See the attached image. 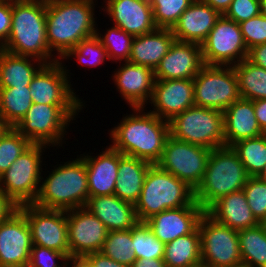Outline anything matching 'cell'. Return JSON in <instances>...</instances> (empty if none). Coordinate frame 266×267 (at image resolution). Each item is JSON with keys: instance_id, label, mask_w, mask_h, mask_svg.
Wrapping results in <instances>:
<instances>
[{"instance_id": "28", "label": "cell", "mask_w": 266, "mask_h": 267, "mask_svg": "<svg viewBox=\"0 0 266 267\" xmlns=\"http://www.w3.org/2000/svg\"><path fill=\"white\" fill-rule=\"evenodd\" d=\"M175 40L172 30L167 28H156L152 32L135 36L128 62L155 70Z\"/></svg>"}, {"instance_id": "16", "label": "cell", "mask_w": 266, "mask_h": 267, "mask_svg": "<svg viewBox=\"0 0 266 267\" xmlns=\"http://www.w3.org/2000/svg\"><path fill=\"white\" fill-rule=\"evenodd\" d=\"M66 213L70 257L100 252L108 233L105 225L86 207Z\"/></svg>"}, {"instance_id": "3", "label": "cell", "mask_w": 266, "mask_h": 267, "mask_svg": "<svg viewBox=\"0 0 266 267\" xmlns=\"http://www.w3.org/2000/svg\"><path fill=\"white\" fill-rule=\"evenodd\" d=\"M1 49L39 59L45 64L59 61L47 41L46 0L12 3L11 31Z\"/></svg>"}, {"instance_id": "9", "label": "cell", "mask_w": 266, "mask_h": 267, "mask_svg": "<svg viewBox=\"0 0 266 267\" xmlns=\"http://www.w3.org/2000/svg\"><path fill=\"white\" fill-rule=\"evenodd\" d=\"M174 139L206 147L225 146L224 113L217 109L192 106L169 121Z\"/></svg>"}, {"instance_id": "39", "label": "cell", "mask_w": 266, "mask_h": 267, "mask_svg": "<svg viewBox=\"0 0 266 267\" xmlns=\"http://www.w3.org/2000/svg\"><path fill=\"white\" fill-rule=\"evenodd\" d=\"M132 242L136 260L163 259L165 244L156 238L146 222H138L132 228Z\"/></svg>"}, {"instance_id": "51", "label": "cell", "mask_w": 266, "mask_h": 267, "mask_svg": "<svg viewBox=\"0 0 266 267\" xmlns=\"http://www.w3.org/2000/svg\"><path fill=\"white\" fill-rule=\"evenodd\" d=\"M203 3H206L214 10L219 12L221 15H224L225 12L229 9L232 0H199Z\"/></svg>"}, {"instance_id": "6", "label": "cell", "mask_w": 266, "mask_h": 267, "mask_svg": "<svg viewBox=\"0 0 266 267\" xmlns=\"http://www.w3.org/2000/svg\"><path fill=\"white\" fill-rule=\"evenodd\" d=\"M85 105H46L35 104L23 119L14 127L32 144L46 145L56 151L66 144L67 130L79 118ZM71 123V124H70ZM56 147V149H55Z\"/></svg>"}, {"instance_id": "18", "label": "cell", "mask_w": 266, "mask_h": 267, "mask_svg": "<svg viewBox=\"0 0 266 267\" xmlns=\"http://www.w3.org/2000/svg\"><path fill=\"white\" fill-rule=\"evenodd\" d=\"M117 66L111 79L122 98L121 101L124 100L129 108L146 107L153 92L154 70L128 61L119 62Z\"/></svg>"}, {"instance_id": "54", "label": "cell", "mask_w": 266, "mask_h": 267, "mask_svg": "<svg viewBox=\"0 0 266 267\" xmlns=\"http://www.w3.org/2000/svg\"><path fill=\"white\" fill-rule=\"evenodd\" d=\"M260 14L266 17V0H260Z\"/></svg>"}, {"instance_id": "19", "label": "cell", "mask_w": 266, "mask_h": 267, "mask_svg": "<svg viewBox=\"0 0 266 267\" xmlns=\"http://www.w3.org/2000/svg\"><path fill=\"white\" fill-rule=\"evenodd\" d=\"M149 112L165 121L195 105L193 79L155 80Z\"/></svg>"}, {"instance_id": "35", "label": "cell", "mask_w": 266, "mask_h": 267, "mask_svg": "<svg viewBox=\"0 0 266 267\" xmlns=\"http://www.w3.org/2000/svg\"><path fill=\"white\" fill-rule=\"evenodd\" d=\"M239 156L249 177H257L266 164V134L243 139L231 146Z\"/></svg>"}, {"instance_id": "8", "label": "cell", "mask_w": 266, "mask_h": 267, "mask_svg": "<svg viewBox=\"0 0 266 267\" xmlns=\"http://www.w3.org/2000/svg\"><path fill=\"white\" fill-rule=\"evenodd\" d=\"M47 150H50V147L46 145L32 144L0 176V190L18 207L33 204L36 200L44 170L42 167L46 165L43 160H46L44 155Z\"/></svg>"}, {"instance_id": "13", "label": "cell", "mask_w": 266, "mask_h": 267, "mask_svg": "<svg viewBox=\"0 0 266 267\" xmlns=\"http://www.w3.org/2000/svg\"><path fill=\"white\" fill-rule=\"evenodd\" d=\"M66 64L56 61L44 64L29 85L32 103L46 105H84L73 88L71 73ZM71 81V82H70ZM72 83V84H71ZM84 102V103H83Z\"/></svg>"}, {"instance_id": "22", "label": "cell", "mask_w": 266, "mask_h": 267, "mask_svg": "<svg viewBox=\"0 0 266 267\" xmlns=\"http://www.w3.org/2000/svg\"><path fill=\"white\" fill-rule=\"evenodd\" d=\"M204 213L205 210L199 204H189L162 211L145 222L156 238L167 244L180 236L192 233Z\"/></svg>"}, {"instance_id": "1", "label": "cell", "mask_w": 266, "mask_h": 267, "mask_svg": "<svg viewBox=\"0 0 266 267\" xmlns=\"http://www.w3.org/2000/svg\"><path fill=\"white\" fill-rule=\"evenodd\" d=\"M148 107L132 108V114L108 130L110 144L121 154L156 164L170 136L169 122L158 118ZM147 111V112H145ZM110 132V133H109Z\"/></svg>"}, {"instance_id": "20", "label": "cell", "mask_w": 266, "mask_h": 267, "mask_svg": "<svg viewBox=\"0 0 266 267\" xmlns=\"http://www.w3.org/2000/svg\"><path fill=\"white\" fill-rule=\"evenodd\" d=\"M103 2L99 9L107 14L106 17L110 18L111 24L134 37L157 28L149 0H103Z\"/></svg>"}, {"instance_id": "14", "label": "cell", "mask_w": 266, "mask_h": 267, "mask_svg": "<svg viewBox=\"0 0 266 267\" xmlns=\"http://www.w3.org/2000/svg\"><path fill=\"white\" fill-rule=\"evenodd\" d=\"M204 65L233 66L247 59L240 25L221 15L201 44Z\"/></svg>"}, {"instance_id": "41", "label": "cell", "mask_w": 266, "mask_h": 267, "mask_svg": "<svg viewBox=\"0 0 266 267\" xmlns=\"http://www.w3.org/2000/svg\"><path fill=\"white\" fill-rule=\"evenodd\" d=\"M157 28L172 29L194 0H149Z\"/></svg>"}, {"instance_id": "24", "label": "cell", "mask_w": 266, "mask_h": 267, "mask_svg": "<svg viewBox=\"0 0 266 267\" xmlns=\"http://www.w3.org/2000/svg\"><path fill=\"white\" fill-rule=\"evenodd\" d=\"M220 16L206 3L194 0L171 30L177 41L201 45Z\"/></svg>"}, {"instance_id": "42", "label": "cell", "mask_w": 266, "mask_h": 267, "mask_svg": "<svg viewBox=\"0 0 266 267\" xmlns=\"http://www.w3.org/2000/svg\"><path fill=\"white\" fill-rule=\"evenodd\" d=\"M243 191L253 216L260 223L266 217V181L249 177Z\"/></svg>"}, {"instance_id": "2", "label": "cell", "mask_w": 266, "mask_h": 267, "mask_svg": "<svg viewBox=\"0 0 266 267\" xmlns=\"http://www.w3.org/2000/svg\"><path fill=\"white\" fill-rule=\"evenodd\" d=\"M96 5L97 0H46L47 41L59 60L81 40L96 34Z\"/></svg>"}, {"instance_id": "32", "label": "cell", "mask_w": 266, "mask_h": 267, "mask_svg": "<svg viewBox=\"0 0 266 267\" xmlns=\"http://www.w3.org/2000/svg\"><path fill=\"white\" fill-rule=\"evenodd\" d=\"M32 106L30 87L0 88V119L15 127Z\"/></svg>"}, {"instance_id": "34", "label": "cell", "mask_w": 266, "mask_h": 267, "mask_svg": "<svg viewBox=\"0 0 266 267\" xmlns=\"http://www.w3.org/2000/svg\"><path fill=\"white\" fill-rule=\"evenodd\" d=\"M237 74L241 98L252 101L266 99V69L244 59L233 65Z\"/></svg>"}, {"instance_id": "4", "label": "cell", "mask_w": 266, "mask_h": 267, "mask_svg": "<svg viewBox=\"0 0 266 267\" xmlns=\"http://www.w3.org/2000/svg\"><path fill=\"white\" fill-rule=\"evenodd\" d=\"M56 163L51 165L52 171H42L39 192L33 205L63 211L85 207L89 197L85 161L77 154V158Z\"/></svg>"}, {"instance_id": "49", "label": "cell", "mask_w": 266, "mask_h": 267, "mask_svg": "<svg viewBox=\"0 0 266 267\" xmlns=\"http://www.w3.org/2000/svg\"><path fill=\"white\" fill-rule=\"evenodd\" d=\"M17 210L18 206L0 190V223L8 219Z\"/></svg>"}, {"instance_id": "40", "label": "cell", "mask_w": 266, "mask_h": 267, "mask_svg": "<svg viewBox=\"0 0 266 267\" xmlns=\"http://www.w3.org/2000/svg\"><path fill=\"white\" fill-rule=\"evenodd\" d=\"M31 145L32 143L26 137H23L14 127H9L0 137V176Z\"/></svg>"}, {"instance_id": "57", "label": "cell", "mask_w": 266, "mask_h": 267, "mask_svg": "<svg viewBox=\"0 0 266 267\" xmlns=\"http://www.w3.org/2000/svg\"><path fill=\"white\" fill-rule=\"evenodd\" d=\"M3 1H7V2H26V1H32V0H3Z\"/></svg>"}, {"instance_id": "37", "label": "cell", "mask_w": 266, "mask_h": 267, "mask_svg": "<svg viewBox=\"0 0 266 267\" xmlns=\"http://www.w3.org/2000/svg\"><path fill=\"white\" fill-rule=\"evenodd\" d=\"M73 58L78 64L88 68L102 67L107 60L109 61L107 51L96 35L81 40L60 61L62 64H65V61L72 60Z\"/></svg>"}, {"instance_id": "36", "label": "cell", "mask_w": 266, "mask_h": 267, "mask_svg": "<svg viewBox=\"0 0 266 267\" xmlns=\"http://www.w3.org/2000/svg\"><path fill=\"white\" fill-rule=\"evenodd\" d=\"M98 24L96 25V36L107 51L109 61L125 62L129 60L131 54L132 41L134 36L113 25L109 29L105 28V32H100Z\"/></svg>"}, {"instance_id": "45", "label": "cell", "mask_w": 266, "mask_h": 267, "mask_svg": "<svg viewBox=\"0 0 266 267\" xmlns=\"http://www.w3.org/2000/svg\"><path fill=\"white\" fill-rule=\"evenodd\" d=\"M260 14V0H232L224 16L241 23Z\"/></svg>"}, {"instance_id": "38", "label": "cell", "mask_w": 266, "mask_h": 267, "mask_svg": "<svg viewBox=\"0 0 266 267\" xmlns=\"http://www.w3.org/2000/svg\"><path fill=\"white\" fill-rule=\"evenodd\" d=\"M100 252L116 262L131 267L136 260L133 251L132 228L108 231Z\"/></svg>"}, {"instance_id": "21", "label": "cell", "mask_w": 266, "mask_h": 267, "mask_svg": "<svg viewBox=\"0 0 266 267\" xmlns=\"http://www.w3.org/2000/svg\"><path fill=\"white\" fill-rule=\"evenodd\" d=\"M204 66L201 45L175 40L154 70L155 80L194 79Z\"/></svg>"}, {"instance_id": "53", "label": "cell", "mask_w": 266, "mask_h": 267, "mask_svg": "<svg viewBox=\"0 0 266 267\" xmlns=\"http://www.w3.org/2000/svg\"><path fill=\"white\" fill-rule=\"evenodd\" d=\"M69 267H93L85 257H70Z\"/></svg>"}, {"instance_id": "58", "label": "cell", "mask_w": 266, "mask_h": 267, "mask_svg": "<svg viewBox=\"0 0 266 267\" xmlns=\"http://www.w3.org/2000/svg\"><path fill=\"white\" fill-rule=\"evenodd\" d=\"M266 232V217L260 222Z\"/></svg>"}, {"instance_id": "25", "label": "cell", "mask_w": 266, "mask_h": 267, "mask_svg": "<svg viewBox=\"0 0 266 267\" xmlns=\"http://www.w3.org/2000/svg\"><path fill=\"white\" fill-rule=\"evenodd\" d=\"M85 207L105 225L108 231L131 229L139 222L135 205L123 201L115 194L88 197Z\"/></svg>"}, {"instance_id": "55", "label": "cell", "mask_w": 266, "mask_h": 267, "mask_svg": "<svg viewBox=\"0 0 266 267\" xmlns=\"http://www.w3.org/2000/svg\"><path fill=\"white\" fill-rule=\"evenodd\" d=\"M9 126L0 119V137L5 133Z\"/></svg>"}, {"instance_id": "5", "label": "cell", "mask_w": 266, "mask_h": 267, "mask_svg": "<svg viewBox=\"0 0 266 267\" xmlns=\"http://www.w3.org/2000/svg\"><path fill=\"white\" fill-rule=\"evenodd\" d=\"M249 178L231 146L211 150L204 178L195 190V201L206 211L223 196L242 190Z\"/></svg>"}, {"instance_id": "33", "label": "cell", "mask_w": 266, "mask_h": 267, "mask_svg": "<svg viewBox=\"0 0 266 267\" xmlns=\"http://www.w3.org/2000/svg\"><path fill=\"white\" fill-rule=\"evenodd\" d=\"M240 255L243 267H264L266 265V232L257 226L238 231Z\"/></svg>"}, {"instance_id": "47", "label": "cell", "mask_w": 266, "mask_h": 267, "mask_svg": "<svg viewBox=\"0 0 266 267\" xmlns=\"http://www.w3.org/2000/svg\"><path fill=\"white\" fill-rule=\"evenodd\" d=\"M85 258L92 264L93 267H129L114 261L110 257H106L101 252L88 254Z\"/></svg>"}, {"instance_id": "31", "label": "cell", "mask_w": 266, "mask_h": 267, "mask_svg": "<svg viewBox=\"0 0 266 267\" xmlns=\"http://www.w3.org/2000/svg\"><path fill=\"white\" fill-rule=\"evenodd\" d=\"M163 261L166 267L201 266V237L198 227L192 233L165 244Z\"/></svg>"}, {"instance_id": "52", "label": "cell", "mask_w": 266, "mask_h": 267, "mask_svg": "<svg viewBox=\"0 0 266 267\" xmlns=\"http://www.w3.org/2000/svg\"><path fill=\"white\" fill-rule=\"evenodd\" d=\"M131 267H166L163 259H148L143 258L135 260Z\"/></svg>"}, {"instance_id": "50", "label": "cell", "mask_w": 266, "mask_h": 267, "mask_svg": "<svg viewBox=\"0 0 266 267\" xmlns=\"http://www.w3.org/2000/svg\"><path fill=\"white\" fill-rule=\"evenodd\" d=\"M253 106L258 125L266 134V99L253 101Z\"/></svg>"}, {"instance_id": "27", "label": "cell", "mask_w": 266, "mask_h": 267, "mask_svg": "<svg viewBox=\"0 0 266 267\" xmlns=\"http://www.w3.org/2000/svg\"><path fill=\"white\" fill-rule=\"evenodd\" d=\"M205 212L215 221L237 231L259 224L252 214L243 189L221 197Z\"/></svg>"}, {"instance_id": "10", "label": "cell", "mask_w": 266, "mask_h": 267, "mask_svg": "<svg viewBox=\"0 0 266 267\" xmlns=\"http://www.w3.org/2000/svg\"><path fill=\"white\" fill-rule=\"evenodd\" d=\"M201 261L205 267H243L238 231L223 225L206 212L200 218Z\"/></svg>"}, {"instance_id": "23", "label": "cell", "mask_w": 266, "mask_h": 267, "mask_svg": "<svg viewBox=\"0 0 266 267\" xmlns=\"http://www.w3.org/2000/svg\"><path fill=\"white\" fill-rule=\"evenodd\" d=\"M98 155L85 152L79 156L85 161L89 197L113 195L118 178L119 151L110 143Z\"/></svg>"}, {"instance_id": "44", "label": "cell", "mask_w": 266, "mask_h": 267, "mask_svg": "<svg viewBox=\"0 0 266 267\" xmlns=\"http://www.w3.org/2000/svg\"><path fill=\"white\" fill-rule=\"evenodd\" d=\"M247 49L266 43V17L262 14L239 23Z\"/></svg>"}, {"instance_id": "15", "label": "cell", "mask_w": 266, "mask_h": 267, "mask_svg": "<svg viewBox=\"0 0 266 267\" xmlns=\"http://www.w3.org/2000/svg\"><path fill=\"white\" fill-rule=\"evenodd\" d=\"M18 209L26 216L33 245L43 246L66 254L70 258L67 213L25 204Z\"/></svg>"}, {"instance_id": "7", "label": "cell", "mask_w": 266, "mask_h": 267, "mask_svg": "<svg viewBox=\"0 0 266 267\" xmlns=\"http://www.w3.org/2000/svg\"><path fill=\"white\" fill-rule=\"evenodd\" d=\"M195 201V190L175 175L152 165L144 180L135 210L139 222H145L153 215L168 209H176Z\"/></svg>"}, {"instance_id": "29", "label": "cell", "mask_w": 266, "mask_h": 267, "mask_svg": "<svg viewBox=\"0 0 266 267\" xmlns=\"http://www.w3.org/2000/svg\"><path fill=\"white\" fill-rule=\"evenodd\" d=\"M153 164L119 152L118 178L114 194L123 201L136 204L139 200L145 176Z\"/></svg>"}, {"instance_id": "17", "label": "cell", "mask_w": 266, "mask_h": 267, "mask_svg": "<svg viewBox=\"0 0 266 267\" xmlns=\"http://www.w3.org/2000/svg\"><path fill=\"white\" fill-rule=\"evenodd\" d=\"M32 245L26 216L19 209L0 223V267H28Z\"/></svg>"}, {"instance_id": "12", "label": "cell", "mask_w": 266, "mask_h": 267, "mask_svg": "<svg viewBox=\"0 0 266 267\" xmlns=\"http://www.w3.org/2000/svg\"><path fill=\"white\" fill-rule=\"evenodd\" d=\"M211 150L169 136L156 165L196 190L201 184Z\"/></svg>"}, {"instance_id": "30", "label": "cell", "mask_w": 266, "mask_h": 267, "mask_svg": "<svg viewBox=\"0 0 266 267\" xmlns=\"http://www.w3.org/2000/svg\"><path fill=\"white\" fill-rule=\"evenodd\" d=\"M45 63L30 56H18L0 49V88L29 87Z\"/></svg>"}, {"instance_id": "43", "label": "cell", "mask_w": 266, "mask_h": 267, "mask_svg": "<svg viewBox=\"0 0 266 267\" xmlns=\"http://www.w3.org/2000/svg\"><path fill=\"white\" fill-rule=\"evenodd\" d=\"M28 267H69V257L53 249L32 245Z\"/></svg>"}, {"instance_id": "48", "label": "cell", "mask_w": 266, "mask_h": 267, "mask_svg": "<svg viewBox=\"0 0 266 267\" xmlns=\"http://www.w3.org/2000/svg\"><path fill=\"white\" fill-rule=\"evenodd\" d=\"M247 60L258 67L266 69V43L249 49Z\"/></svg>"}, {"instance_id": "26", "label": "cell", "mask_w": 266, "mask_h": 267, "mask_svg": "<svg viewBox=\"0 0 266 267\" xmlns=\"http://www.w3.org/2000/svg\"><path fill=\"white\" fill-rule=\"evenodd\" d=\"M225 146L264 134L255 117L253 101L239 98L224 112Z\"/></svg>"}, {"instance_id": "11", "label": "cell", "mask_w": 266, "mask_h": 267, "mask_svg": "<svg viewBox=\"0 0 266 267\" xmlns=\"http://www.w3.org/2000/svg\"><path fill=\"white\" fill-rule=\"evenodd\" d=\"M193 81L196 106L224 112L240 98L233 66L204 65Z\"/></svg>"}, {"instance_id": "56", "label": "cell", "mask_w": 266, "mask_h": 267, "mask_svg": "<svg viewBox=\"0 0 266 267\" xmlns=\"http://www.w3.org/2000/svg\"><path fill=\"white\" fill-rule=\"evenodd\" d=\"M257 177L266 181V164L264 165L263 170L261 171V173Z\"/></svg>"}, {"instance_id": "46", "label": "cell", "mask_w": 266, "mask_h": 267, "mask_svg": "<svg viewBox=\"0 0 266 267\" xmlns=\"http://www.w3.org/2000/svg\"><path fill=\"white\" fill-rule=\"evenodd\" d=\"M12 20V2L0 0V49L6 43Z\"/></svg>"}]
</instances>
